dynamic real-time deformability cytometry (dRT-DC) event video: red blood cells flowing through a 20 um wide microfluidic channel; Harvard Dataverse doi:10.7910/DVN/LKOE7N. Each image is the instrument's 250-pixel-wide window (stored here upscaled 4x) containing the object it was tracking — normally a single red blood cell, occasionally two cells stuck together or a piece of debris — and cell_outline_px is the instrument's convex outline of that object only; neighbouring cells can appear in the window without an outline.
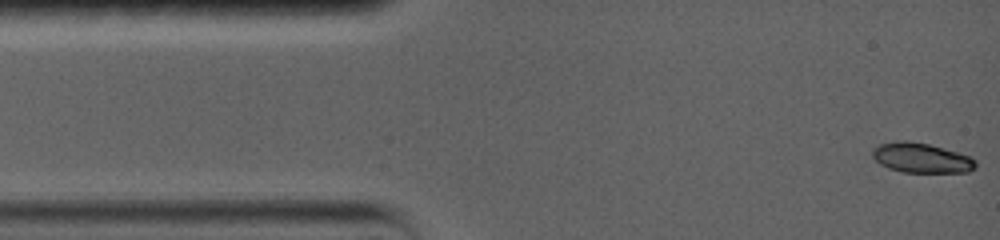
{"species": "common noctule bat (a hibernating species)", "species_latin": "Nyctalus noctula", "temperature_condition": "warm", "stored_images_in_passage": 80, "camera_frame_rate_fps": 5000, "um_per_image_px": 0.085, "animal": {"sex": "female", "body_mass_g": 19.0, "forearm_length_mm": 56.7}, "frame": {"image": 1, "passage_image": 1, "time_ms": 0.0, "image_size_px": [1000, 240], "cell_outline_px": [[976, 164], [968, 172], [900, 172], [888, 168], [880, 164], [872, 156], [872, 152], [880, 144], [904, 140], [928, 144], [956, 152], [968, 156], [976, 160]], "centroid_in_image_um": [78.29, 13.43], "position_along_channel_um": 6.7, "area_um2": 17.57}}
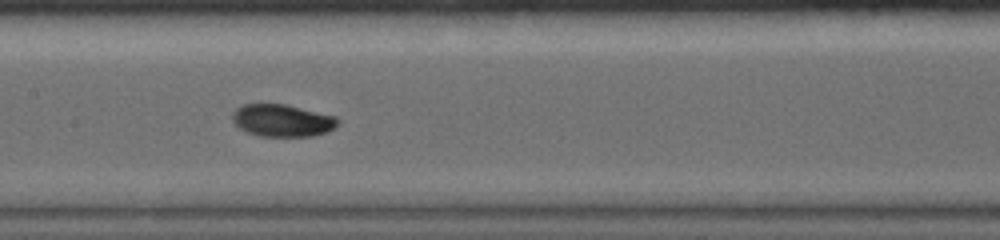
{"frame": {"image": 2, "passage_image": 35, "time_ms": 6.8, "image_size_px": [1000, 240], "cell_outline_px": [[340, 124], [336, 128], [328, 132], [312, 136], [260, 136], [244, 132], [232, 120], [232, 112], [236, 108], [244, 104], [284, 104], [336, 116], [340, 120]], "centroid_in_image_um": [24.02, 10.25], "position_along_channel_um": 183.4, "area_um2": 20.06}}
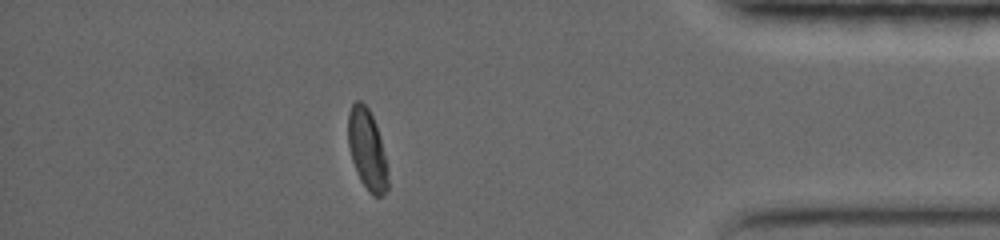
{"frame": {"image": 3, "passage_image": 69, "time_ms": 13.6, "image_size_px": [1000, 240], "cell_outline_px": [[388, 188], [380, 196], [372, 196], [368, 192], [360, 180], [352, 160], [348, 144], [348, 112], [352, 104], [356, 100], [360, 100], [368, 108], [376, 124], [380, 136], [384, 156], [388, 180]], "centroid_in_image_um": [31.18, 12.7], "position_along_channel_um": 404.0, "area_um2": 18.5}, "authors_computed_cell_mechanics": {"area_um2": 19.363, "velocity_mm_per_s": 3.7649, "shape_relaxation_time_tau1_ms": 6.0683, "shape_relaxation_time_tau2_ms": null, "deformation_change_tau1": 0.2205, "deformation_change_tau2": null}}